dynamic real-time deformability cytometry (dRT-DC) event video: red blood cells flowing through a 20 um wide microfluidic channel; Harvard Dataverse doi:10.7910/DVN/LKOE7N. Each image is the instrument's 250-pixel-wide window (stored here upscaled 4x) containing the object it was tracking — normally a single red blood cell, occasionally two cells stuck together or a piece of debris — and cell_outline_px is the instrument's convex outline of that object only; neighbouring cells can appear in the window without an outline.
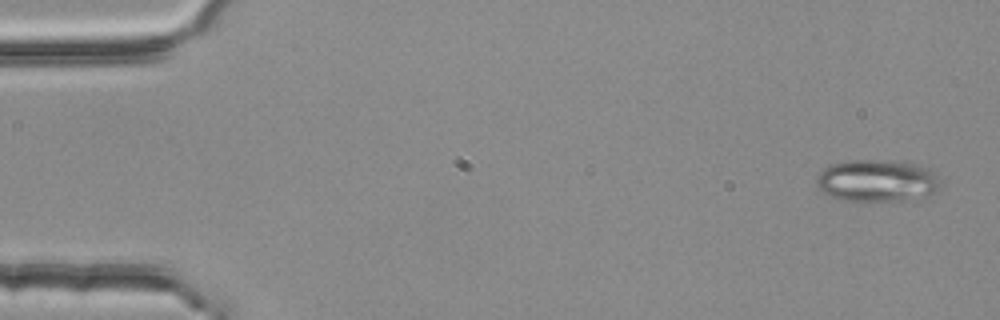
{"species": "common noctule bat (a hibernating species)", "species_latin": "Nyctalus noctula", "temperature_condition": "room temperature", "stored_images_in_passage": 5, "camera_frame_rate_fps": 3000, "um_per_image_px": 0.085, "animal": {"sex": "female", "body_mass_g": 25.1}, "frame": {"image": 1, "passage_image": 1, "time_ms": 0.0, "image_size_px": [1000, 320], "cell_outline_px": [[940, 188], [936, 192], [924, 196], [900, 200], [868, 204], [840, 200], [828, 196], [816, 184], [816, 176], [824, 168], [832, 164], [848, 160], [888, 160], [920, 164], [936, 172], [940, 180]], "centroid_in_image_um": [74.55, 15.39], "position_along_channel_um": 10.5, "area_um2": 31.39}}